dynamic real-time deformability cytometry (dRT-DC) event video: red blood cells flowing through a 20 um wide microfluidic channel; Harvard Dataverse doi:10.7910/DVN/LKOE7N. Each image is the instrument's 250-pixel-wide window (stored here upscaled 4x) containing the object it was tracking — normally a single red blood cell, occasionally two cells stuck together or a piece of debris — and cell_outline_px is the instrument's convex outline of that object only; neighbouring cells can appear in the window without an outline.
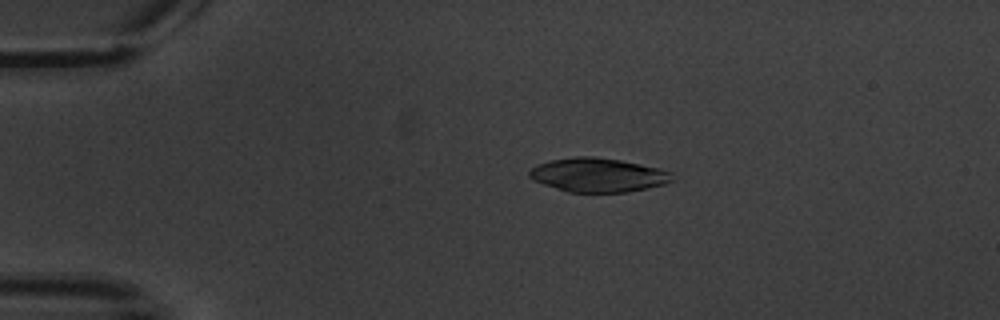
{"species": "common noctule bat (a hibernating species)", "species_latin": "Nyctalus noctula", "temperature_condition": "warm", "stored_images_in_passage": 6, "camera_frame_rate_fps": 3000, "um_per_image_px": 0.085, "animal": {"sex": "male", "body_mass_g": 20.1, "forearm_length_mm": 53.5}, "frame": {"image": 1, "passage_image": 4, "time_ms": 3.333, "image_size_px": [1000, 320], "cell_outline_px": [[672, 180], [664, 184], [648, 188], [628, 192], [568, 192], [532, 180], [528, 176], [528, 172], [532, 168], [540, 164], [552, 160], [572, 156], [592, 156], [620, 160], [660, 168], [672, 172]], "centroid_in_image_um": [50.84, 14.87], "position_along_channel_um": 34.2, "area_um2": 28.21}}